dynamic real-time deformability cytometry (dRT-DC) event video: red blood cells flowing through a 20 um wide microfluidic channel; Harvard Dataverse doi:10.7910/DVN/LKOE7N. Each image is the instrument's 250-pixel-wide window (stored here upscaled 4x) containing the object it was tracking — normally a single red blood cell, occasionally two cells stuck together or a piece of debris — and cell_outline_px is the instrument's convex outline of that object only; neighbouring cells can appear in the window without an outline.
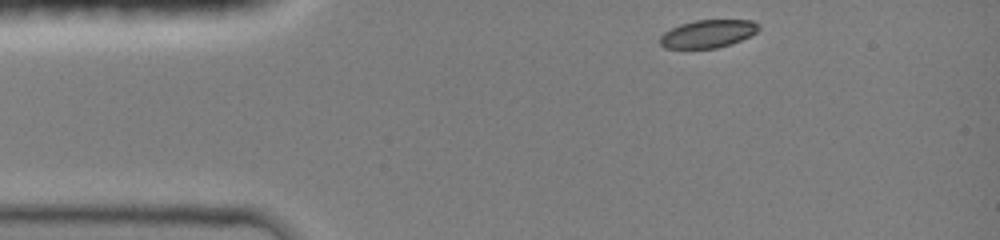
{"species": "common noctule bat (a hibernating species)", "species_latin": "Nyctalus noctula", "temperature_condition": "room temperature", "stored_images_in_passage": 44, "camera_frame_rate_fps": 3000, "um_per_image_px": 0.085, "animal": {"sex": "female", "body_mass_g": 19.0, "forearm_length_mm": 51.5}, "frame": {"image": 1, "passage_image": 1, "time_ms": 0.0, "image_size_px": [1000, 240], "cell_outline_px": [[760, 28], [756, 32], [732, 44], [716, 48], [664, 48], [660, 44], [660, 36], [664, 32], [680, 24], [696, 20], [752, 20], [760, 24]], "centroid_in_image_um": [60.17, 2.87], "position_along_channel_um": 24.8, "area_um2": 16.01}}
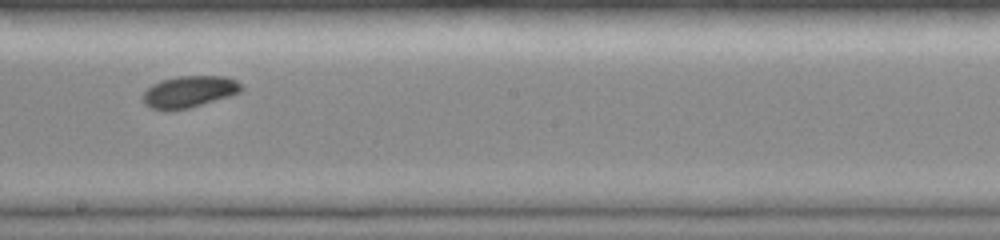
{"frame": {"image": 2, "passage_image": 25, "time_ms": 6.333, "image_size_px": [1000, 240], "cell_outline_px": [[244, 88], [240, 92], [228, 96], [188, 108], [168, 112], [164, 112], [152, 108], [144, 104], [144, 92], [152, 84], [160, 80], [176, 76], [224, 76], [236, 80]], "centroid_in_image_um": [16.05, 7.8], "position_along_channel_um": 232.2, "area_um2": 18.21}}
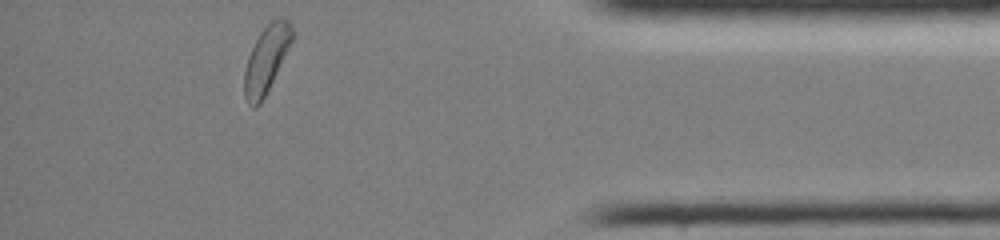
{"frame": {"image": 3, "passage_image": 44, "time_ms": 11.333, "image_size_px": [1000, 240], "cell_outline_px": [[296, 32], [260, 104], [256, 108], [252, 108], [248, 104], [244, 96], [244, 72], [248, 56], [260, 32], [276, 16], [284, 16], [288, 20]], "centroid_in_image_um": [22.64, 4.99], "position_along_channel_um": 412.6, "area_um2": 18.44}, "authors_computed_cell_mechanics": {"area_um2": 18.0047, "velocity_mm_per_s": 4.1248, "shape_relaxation_time_tau1_ms": 2.9728, "shape_relaxation_time_tau2_ms": null, "deformation_change_tau1": 0.0854, "deformation_change_tau2": null}}